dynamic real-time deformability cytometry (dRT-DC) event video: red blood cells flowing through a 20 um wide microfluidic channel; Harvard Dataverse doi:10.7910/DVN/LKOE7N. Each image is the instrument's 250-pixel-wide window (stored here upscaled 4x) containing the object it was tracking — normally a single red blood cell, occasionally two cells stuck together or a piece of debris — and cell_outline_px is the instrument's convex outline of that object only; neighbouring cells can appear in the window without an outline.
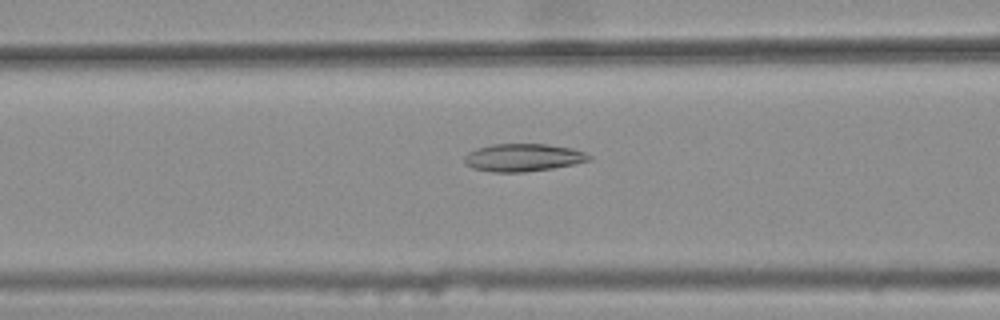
{"species": "common noctule bat (a hibernating species)", "species_latin": "Nyctalus noctula", "temperature_condition": "warm", "stored_images_in_passage": 33, "camera_frame_rate_fps": 3000, "um_per_image_px": 0.085, "animal": {"sex": "female", "body_mass_g": 25.1}, "frame": {"image": 1, "passage_image": 7, "time_ms": 2.0, "image_size_px": [1000, 320], "cell_outline_px": [[592, 160], [552, 168], [524, 172], [492, 172], [472, 168], [464, 160], [464, 156], [468, 152], [476, 148], [492, 144], [548, 144], [572, 148], [584, 152], [592, 156]], "centroid_in_image_um": [44.46, 13.38], "position_along_channel_um": 122.1, "area_um2": 20.11}}
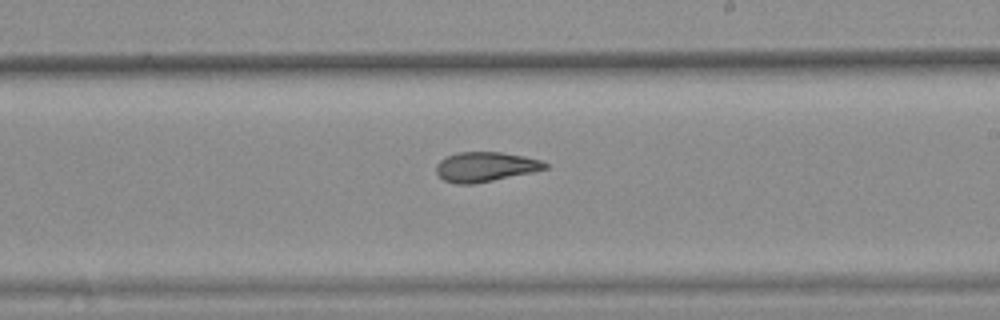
{"frame": {"image": 2, "passage_image": 17, "time_ms": 5.333, "image_size_px": [1000, 320], "cell_outline_px": [[548, 168], [532, 172], [472, 184], [456, 184], [444, 180], [436, 172], [436, 164], [440, 160], [456, 152], [500, 152], [524, 156], [540, 160], [548, 164]], "centroid_in_image_um": [41.24, 14.17], "position_along_channel_um": 247.8, "area_um2": 18.67}}
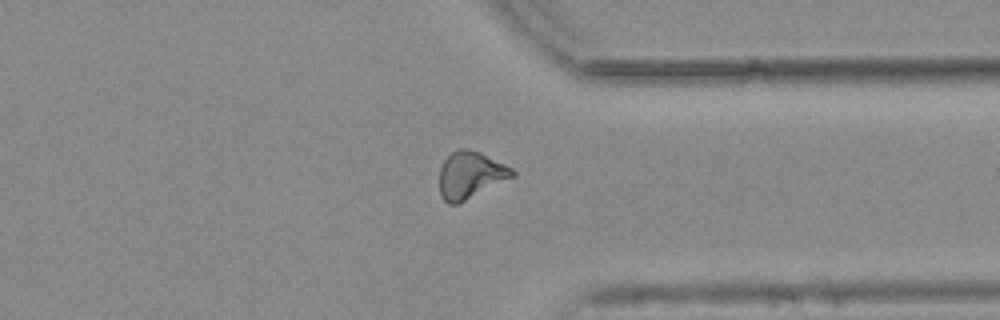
{"frame": {"image": 3, "passage_image": 27, "time_ms": 8.667, "image_size_px": [1000, 320], "cell_outline_px": [[516, 176], [456, 204], [448, 204], [440, 196], [440, 168], [444, 160], [452, 152], [460, 148], [468, 148], [480, 152], [512, 168], [516, 172]], "centroid_in_image_um": [39.99, 14.87], "position_along_channel_um": 371.4, "area_um2": 19.83}, "authors_computed_cell_mechanics": {"area_um2": 19.1896, "velocity_mm_per_s": 3.7751, "shape_relaxation_time_tau1_ms": null, "shape_relaxation_time_tau2_ms": 3.7411, "deformation_change_tau1": null, "deformation_change_tau2": 0.1162}}